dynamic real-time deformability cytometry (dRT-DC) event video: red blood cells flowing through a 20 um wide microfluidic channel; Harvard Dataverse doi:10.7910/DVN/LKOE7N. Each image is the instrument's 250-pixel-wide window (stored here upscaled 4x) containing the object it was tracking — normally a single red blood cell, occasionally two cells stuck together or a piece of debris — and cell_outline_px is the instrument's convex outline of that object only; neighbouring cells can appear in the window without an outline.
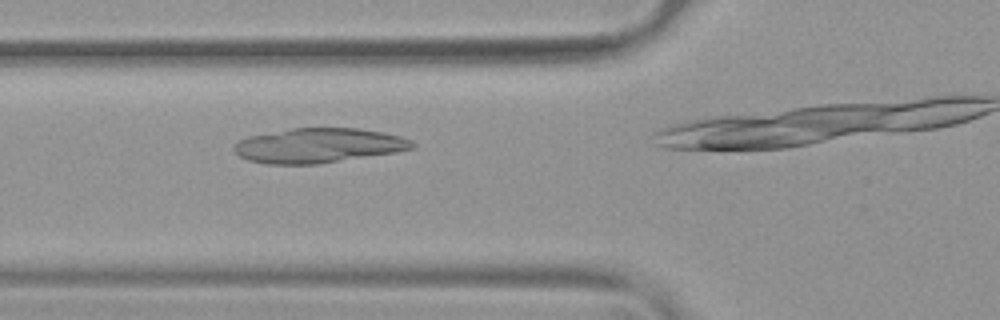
{"species": "common noctule bat (a hibernating species)", "species_latin": "Nyctalus noctula", "temperature_condition": "warm", "stored_images_in_passage": 24, "camera_frame_rate_fps": 3000, "um_per_image_px": 0.085, "animal": {"sex": "female", "body_mass_g": 19.9}, "frame": {"image": 1, "passage_image": 14, "time_ms": 4.333, "image_size_px": [1000, 320], "cell_outline_px": [[416, 148], [396, 152], [320, 164], [268, 164], [248, 160], [240, 156], [232, 148], [240, 140], [248, 136], [292, 128], [356, 128], [384, 132], [400, 136], [412, 140], [416, 144]], "centroid_in_image_um": [27.11, 12.37], "position_along_channel_um": 98.7, "area_um2": 36.07}}
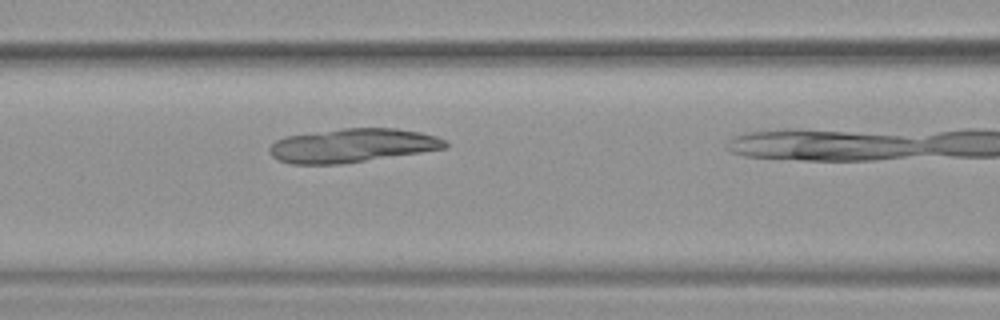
{"frame": {"image": 2, "passage_image": 17, "time_ms": 5.333, "image_size_px": [1000, 320], "cell_outline_px": [[448, 148], [340, 164], [292, 164], [280, 160], [272, 156], [268, 152], [268, 148], [276, 140], [284, 136], [344, 128], [396, 128], [420, 132], [436, 136], [448, 140]], "centroid_in_image_um": [29.96, 12.36], "position_along_channel_um": 136.6, "area_um2": 34.62}}